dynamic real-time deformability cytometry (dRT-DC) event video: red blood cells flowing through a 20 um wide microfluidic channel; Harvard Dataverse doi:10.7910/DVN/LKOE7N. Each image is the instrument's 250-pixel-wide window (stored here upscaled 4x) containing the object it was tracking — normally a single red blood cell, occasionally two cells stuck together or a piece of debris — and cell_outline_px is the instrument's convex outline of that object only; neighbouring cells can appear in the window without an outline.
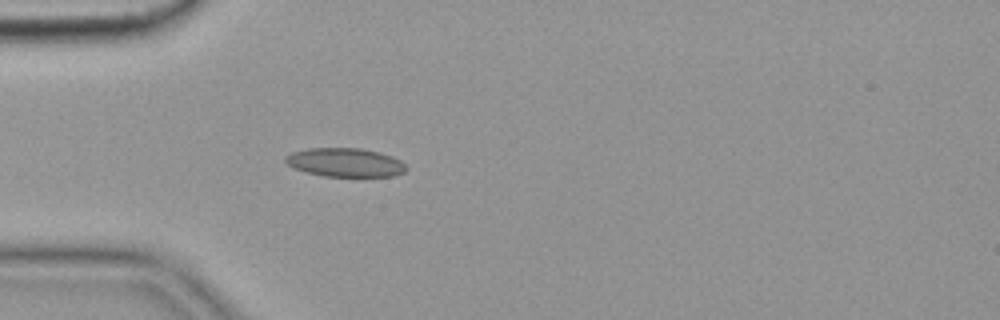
{"species": "common noctule bat (a hibernating species)", "species_latin": "Nyctalus noctula", "temperature_condition": "cold", "stored_images_in_passage": 46, "camera_frame_rate_fps": 3000, "um_per_image_px": 0.085, "animal": {"sex": "female", "body_mass_g": 19.9}, "frame": {"image": 1, "passage_image": 7, "time_ms": 2.0, "image_size_px": [1000, 320], "cell_outline_px": [[408, 168], [404, 172], [392, 176], [324, 176], [308, 172], [296, 168], [288, 164], [284, 160], [284, 156], [292, 152], [308, 148], [360, 148], [380, 152], [392, 156], [400, 160]], "centroid_in_image_um": [29.35, 13.8], "position_along_channel_um": 55.6, "area_um2": 20.11}, "authors_computed_cell_mechanics": {"area_um2": 19.2474, "velocity_mm_per_s": 3.6272, "shape_relaxation_time_tau1_ms": null, "shape_relaxation_time_tau2_ms": 4.045, "deformation_change_tau1": null, "deformation_change_tau2": 0.0993}}